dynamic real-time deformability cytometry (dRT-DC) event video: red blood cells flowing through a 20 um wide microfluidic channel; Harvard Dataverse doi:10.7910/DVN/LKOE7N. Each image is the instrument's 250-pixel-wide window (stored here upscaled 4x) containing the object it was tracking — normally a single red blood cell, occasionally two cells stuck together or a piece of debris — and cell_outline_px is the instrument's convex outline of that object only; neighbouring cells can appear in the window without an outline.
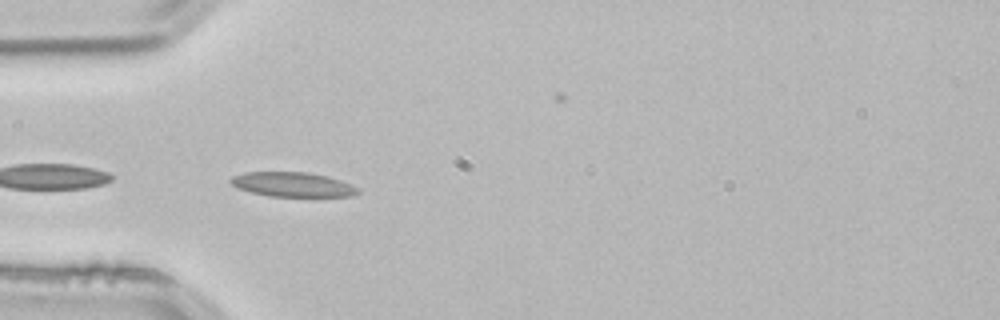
{"species": "common noctule bat (a hibernating species)", "species_latin": "Nyctalus noctula", "temperature_condition": "room temperature", "stored_images_in_passage": 9, "camera_frame_rate_fps": 3000, "um_per_image_px": 0.085, "animal": {"sex": "male", "body_mass_g": 21.5, "forearm_length_mm": 52.0}, "frame": {"image": 1, "passage_image": 1, "time_ms": 0.0, "image_size_px": [1000, 320], "cell_outline_px": [[360, 192], [352, 196], [268, 196], [252, 192], [240, 188], [232, 184], [228, 180], [232, 176], [244, 172], [308, 172], [328, 176], [340, 180], [360, 188]], "centroid_in_image_um": [24.89, 15.67], "position_along_channel_um": 60.1, "area_um2": 18.15}}